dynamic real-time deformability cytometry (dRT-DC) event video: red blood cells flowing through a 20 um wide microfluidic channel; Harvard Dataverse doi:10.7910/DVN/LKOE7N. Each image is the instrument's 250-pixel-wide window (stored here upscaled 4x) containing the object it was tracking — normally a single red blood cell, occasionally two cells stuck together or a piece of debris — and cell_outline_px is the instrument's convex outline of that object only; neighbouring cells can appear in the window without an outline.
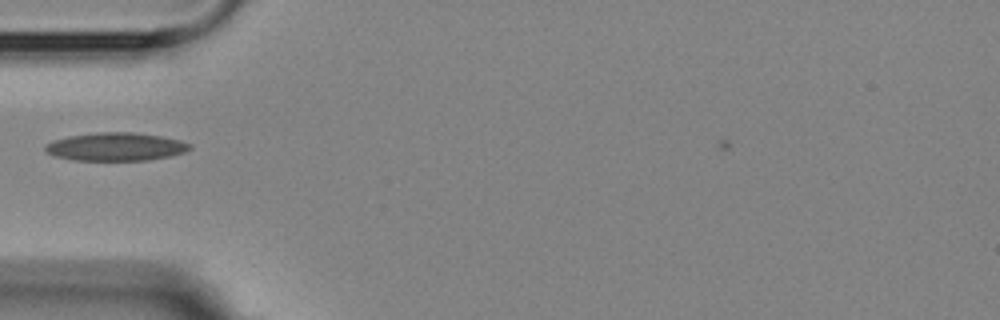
{"species": "Egyptian fruit bat (a non-hibernating species)", "species_latin": "Rousettus aegyptiacus", "temperature_condition": "room temperature", "stored_images_in_passage": 7, "camera_frame_rate_fps": 3000, "um_per_image_px": 0.085, "animal": {"sex": "female"}, "frame": {"image": 1, "passage_image": 2, "time_ms": 1.333, "image_size_px": [1000, 320], "cell_outline_px": [[192, 148], [184, 152], [168, 156], [148, 160], [76, 160], [56, 156], [48, 152], [44, 148], [44, 144], [52, 140], [68, 136], [96, 132], [136, 132], [160, 136], [180, 140], [192, 144]], "centroid_in_image_um": [9.84, 12.46], "position_along_channel_um": 75.2, "area_um2": 23.7}}
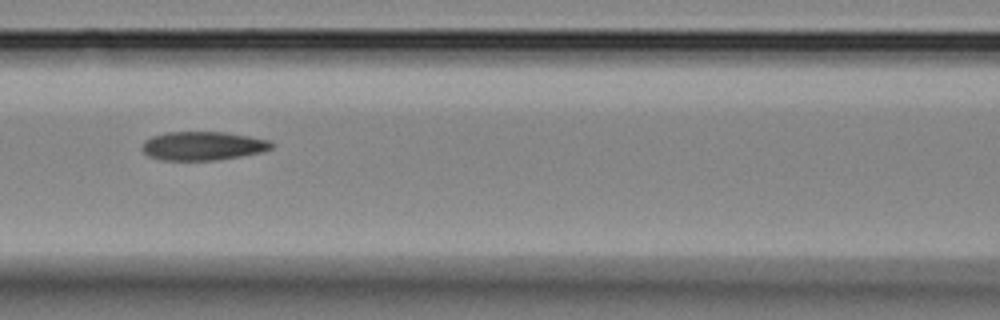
{"frame": {"image": 2, "passage_image": 4, "time_ms": 3.333, "image_size_px": [1000, 320], "cell_outline_px": [[276, 144], [272, 148], [264, 152], [240, 156], [212, 160], [160, 160], [148, 156], [140, 148], [144, 140], [152, 136], [168, 132], [224, 132], [272, 140]], "centroid_in_image_um": [17.26, 12.4], "position_along_channel_um": 149.3, "area_um2": 21.85}}
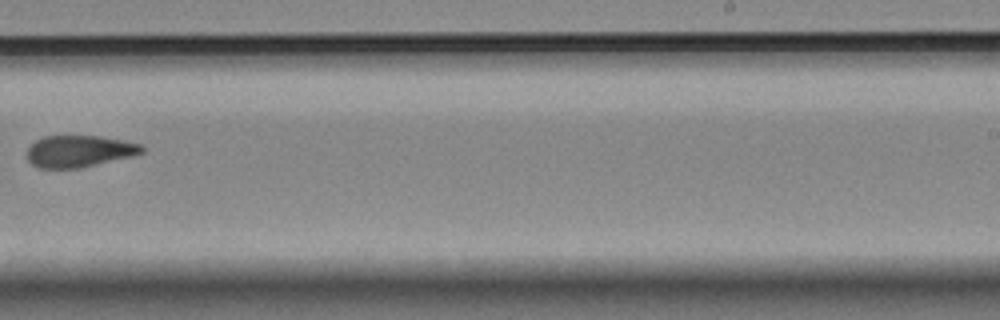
{"frame": {"image": 3, "passage_image": 7, "time_ms": 7.0, "image_size_px": [1000, 320], "cell_outline_px": [[144, 152], [132, 156], [80, 168], [40, 168], [32, 164], [28, 160], [28, 148], [36, 140], [44, 136], [100, 136], [124, 140], [140, 144], [144, 148]], "centroid_in_image_um": [6.74, 12.85], "position_along_channel_um": 282.3, "area_um2": 21.15}}